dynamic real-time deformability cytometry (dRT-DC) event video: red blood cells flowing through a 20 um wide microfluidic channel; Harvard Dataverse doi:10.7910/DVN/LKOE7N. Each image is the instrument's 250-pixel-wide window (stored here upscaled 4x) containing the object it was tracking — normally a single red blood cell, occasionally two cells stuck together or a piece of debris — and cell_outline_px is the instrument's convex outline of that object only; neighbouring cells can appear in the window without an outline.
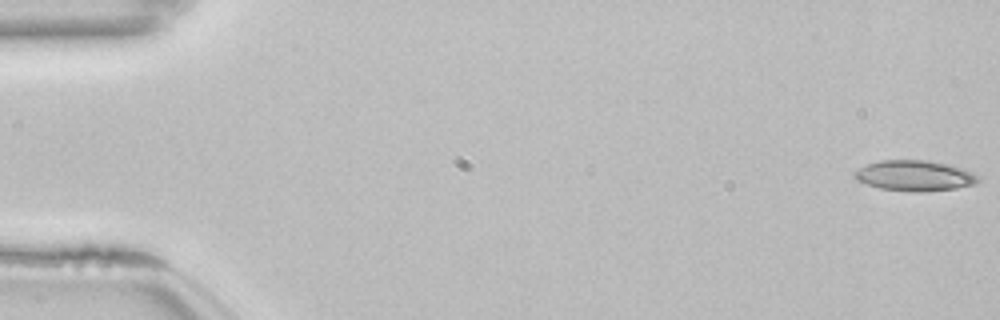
{"species": "common noctule bat (a hibernating species)", "species_latin": "Nyctalus noctula", "temperature_condition": "room temperature", "stored_images_in_passage": 54, "camera_frame_rate_fps": 3000, "um_per_image_px": 0.085, "animal": {"sex": "female", "body_mass_g": 22.7, "forearm_length_mm": 54.2}, "frame": {"image": 1, "passage_image": 1, "time_ms": 0.0, "image_size_px": [1000, 320], "cell_outline_px": [[980, 180], [972, 184], [956, 188], [920, 192], [908, 192], [880, 188], [856, 180], [852, 176], [860, 168], [868, 164], [880, 160], [928, 160], [948, 164], [972, 172], [980, 176]], "centroid_in_image_um": [77.74, 14.93], "position_along_channel_um": 7.3, "area_um2": 21.91}}
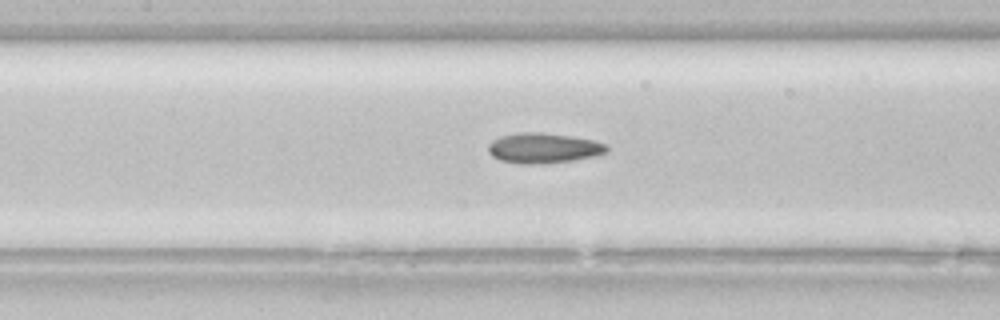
{"frame": {"image": 2, "passage_image": 25, "time_ms": 8.0, "image_size_px": [1000, 320], "cell_outline_px": [[608, 152], [596, 156], [572, 160], [532, 164], [520, 164], [500, 160], [492, 156], [488, 152], [488, 144], [492, 140], [500, 136], [520, 132], [540, 132], [568, 136], [592, 140], [604, 144], [608, 148]], "centroid_in_image_um": [46.15, 12.58], "position_along_channel_um": 161.2, "area_um2": 20.69}}
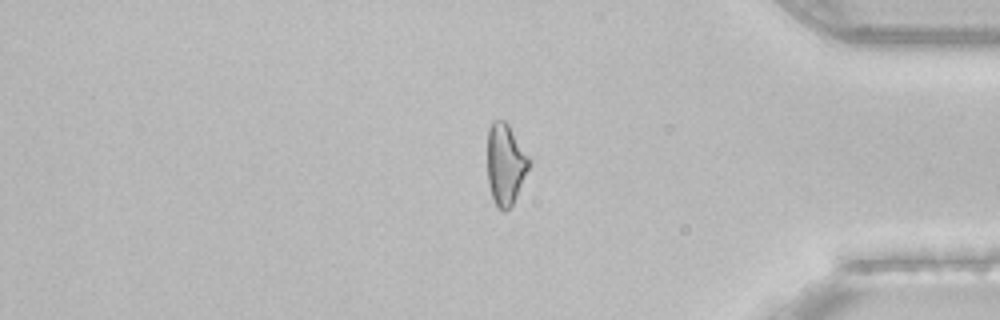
{"frame": {"image": 3, "passage_image": 45, "time_ms": 14.667, "image_size_px": [1000, 320], "cell_outline_px": [[528, 168], [516, 196], [512, 204], [504, 212], [492, 200], [488, 184], [488, 128], [492, 120], [504, 120], [508, 124], [528, 156]], "centroid_in_image_um": [42.92, 13.94], "position_along_channel_um": 392.3, "area_um2": 19.25}, "authors_computed_cell_mechanics": {"area_um2": 20.808, "velocity_mm_per_s": 3.8541, "shape_relaxation_time_tau1_ms": null, "shape_relaxation_time_tau2_ms": 3.6615, "deformation_change_tau1": null, "deformation_change_tau2": 0.1115}}